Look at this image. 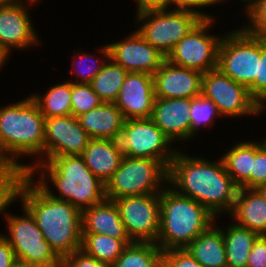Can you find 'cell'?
<instances>
[{
	"label": "cell",
	"instance_id": "obj_1",
	"mask_svg": "<svg viewBox=\"0 0 266 267\" xmlns=\"http://www.w3.org/2000/svg\"><path fill=\"white\" fill-rule=\"evenodd\" d=\"M179 147L168 167L167 185L207 208L215 217L230 214L239 187L227 173L221 157L189 155Z\"/></svg>",
	"mask_w": 266,
	"mask_h": 267
},
{
	"label": "cell",
	"instance_id": "obj_2",
	"mask_svg": "<svg viewBox=\"0 0 266 267\" xmlns=\"http://www.w3.org/2000/svg\"><path fill=\"white\" fill-rule=\"evenodd\" d=\"M19 201L61 260L81 249L82 211L68 201L48 195L29 175L21 185Z\"/></svg>",
	"mask_w": 266,
	"mask_h": 267
},
{
	"label": "cell",
	"instance_id": "obj_3",
	"mask_svg": "<svg viewBox=\"0 0 266 267\" xmlns=\"http://www.w3.org/2000/svg\"><path fill=\"white\" fill-rule=\"evenodd\" d=\"M28 175L48 195L68 201L80 211L106 199L105 183L90 171L81 155L59 156L37 163Z\"/></svg>",
	"mask_w": 266,
	"mask_h": 267
},
{
	"label": "cell",
	"instance_id": "obj_4",
	"mask_svg": "<svg viewBox=\"0 0 266 267\" xmlns=\"http://www.w3.org/2000/svg\"><path fill=\"white\" fill-rule=\"evenodd\" d=\"M44 124L45 116L30 95L0 106V157L14 160L28 171L44 162ZM25 156H32L33 163H22Z\"/></svg>",
	"mask_w": 266,
	"mask_h": 267
},
{
	"label": "cell",
	"instance_id": "obj_5",
	"mask_svg": "<svg viewBox=\"0 0 266 267\" xmlns=\"http://www.w3.org/2000/svg\"><path fill=\"white\" fill-rule=\"evenodd\" d=\"M215 219L203 205L167 185L160 193V231L156 244L162 251L185 249Z\"/></svg>",
	"mask_w": 266,
	"mask_h": 267
},
{
	"label": "cell",
	"instance_id": "obj_6",
	"mask_svg": "<svg viewBox=\"0 0 266 267\" xmlns=\"http://www.w3.org/2000/svg\"><path fill=\"white\" fill-rule=\"evenodd\" d=\"M22 215L4 213L7 233L1 235L13 249L16 260L29 267H61V259L51 249L31 213L23 206ZM7 222V223H6Z\"/></svg>",
	"mask_w": 266,
	"mask_h": 267
},
{
	"label": "cell",
	"instance_id": "obj_7",
	"mask_svg": "<svg viewBox=\"0 0 266 267\" xmlns=\"http://www.w3.org/2000/svg\"><path fill=\"white\" fill-rule=\"evenodd\" d=\"M168 168L151 158L124 156L119 168L105 184L108 200L161 193L167 186Z\"/></svg>",
	"mask_w": 266,
	"mask_h": 267
},
{
	"label": "cell",
	"instance_id": "obj_8",
	"mask_svg": "<svg viewBox=\"0 0 266 267\" xmlns=\"http://www.w3.org/2000/svg\"><path fill=\"white\" fill-rule=\"evenodd\" d=\"M135 15L134 26L138 24L135 30L166 57L203 19L195 11L174 8L143 11Z\"/></svg>",
	"mask_w": 266,
	"mask_h": 267
},
{
	"label": "cell",
	"instance_id": "obj_9",
	"mask_svg": "<svg viewBox=\"0 0 266 267\" xmlns=\"http://www.w3.org/2000/svg\"><path fill=\"white\" fill-rule=\"evenodd\" d=\"M260 59V39L241 26L224 32L218 50L217 68L232 80L250 88Z\"/></svg>",
	"mask_w": 266,
	"mask_h": 267
},
{
	"label": "cell",
	"instance_id": "obj_10",
	"mask_svg": "<svg viewBox=\"0 0 266 267\" xmlns=\"http://www.w3.org/2000/svg\"><path fill=\"white\" fill-rule=\"evenodd\" d=\"M217 18H203L168 54L170 63L202 74L218 66V50L223 34H211ZM210 31V33H209Z\"/></svg>",
	"mask_w": 266,
	"mask_h": 267
},
{
	"label": "cell",
	"instance_id": "obj_11",
	"mask_svg": "<svg viewBox=\"0 0 266 267\" xmlns=\"http://www.w3.org/2000/svg\"><path fill=\"white\" fill-rule=\"evenodd\" d=\"M118 141L124 156L155 159L167 168L179 150L151 118L125 119Z\"/></svg>",
	"mask_w": 266,
	"mask_h": 267
},
{
	"label": "cell",
	"instance_id": "obj_12",
	"mask_svg": "<svg viewBox=\"0 0 266 267\" xmlns=\"http://www.w3.org/2000/svg\"><path fill=\"white\" fill-rule=\"evenodd\" d=\"M202 95L212 100L224 118L258 117V104L249 96L248 89L218 68L203 74Z\"/></svg>",
	"mask_w": 266,
	"mask_h": 267
},
{
	"label": "cell",
	"instance_id": "obj_13",
	"mask_svg": "<svg viewBox=\"0 0 266 267\" xmlns=\"http://www.w3.org/2000/svg\"><path fill=\"white\" fill-rule=\"evenodd\" d=\"M131 241L157 243L160 231V193L113 200Z\"/></svg>",
	"mask_w": 266,
	"mask_h": 267
},
{
	"label": "cell",
	"instance_id": "obj_14",
	"mask_svg": "<svg viewBox=\"0 0 266 267\" xmlns=\"http://www.w3.org/2000/svg\"><path fill=\"white\" fill-rule=\"evenodd\" d=\"M38 4L31 0H22L15 3L0 4V46L10 54L16 49H31L30 47L42 46L41 37L32 23L29 13L31 6ZM14 50V51H12Z\"/></svg>",
	"mask_w": 266,
	"mask_h": 267
},
{
	"label": "cell",
	"instance_id": "obj_15",
	"mask_svg": "<svg viewBox=\"0 0 266 267\" xmlns=\"http://www.w3.org/2000/svg\"><path fill=\"white\" fill-rule=\"evenodd\" d=\"M44 130V162L59 156L81 155L91 139L72 115L45 117Z\"/></svg>",
	"mask_w": 266,
	"mask_h": 267
},
{
	"label": "cell",
	"instance_id": "obj_16",
	"mask_svg": "<svg viewBox=\"0 0 266 267\" xmlns=\"http://www.w3.org/2000/svg\"><path fill=\"white\" fill-rule=\"evenodd\" d=\"M109 57L127 72L153 75L166 60L159 50L148 43L136 30L121 41L107 43Z\"/></svg>",
	"mask_w": 266,
	"mask_h": 267
},
{
	"label": "cell",
	"instance_id": "obj_17",
	"mask_svg": "<svg viewBox=\"0 0 266 267\" xmlns=\"http://www.w3.org/2000/svg\"><path fill=\"white\" fill-rule=\"evenodd\" d=\"M154 101L153 75L128 72L114 103L125 119H141L151 118Z\"/></svg>",
	"mask_w": 266,
	"mask_h": 267
},
{
	"label": "cell",
	"instance_id": "obj_18",
	"mask_svg": "<svg viewBox=\"0 0 266 267\" xmlns=\"http://www.w3.org/2000/svg\"><path fill=\"white\" fill-rule=\"evenodd\" d=\"M203 74L165 60L153 74L155 98H195L202 94Z\"/></svg>",
	"mask_w": 266,
	"mask_h": 267
},
{
	"label": "cell",
	"instance_id": "obj_19",
	"mask_svg": "<svg viewBox=\"0 0 266 267\" xmlns=\"http://www.w3.org/2000/svg\"><path fill=\"white\" fill-rule=\"evenodd\" d=\"M190 108L191 98H155L151 119L172 143L185 145L191 140Z\"/></svg>",
	"mask_w": 266,
	"mask_h": 267
},
{
	"label": "cell",
	"instance_id": "obj_20",
	"mask_svg": "<svg viewBox=\"0 0 266 267\" xmlns=\"http://www.w3.org/2000/svg\"><path fill=\"white\" fill-rule=\"evenodd\" d=\"M82 234H101L131 240L115 202L108 199L82 211Z\"/></svg>",
	"mask_w": 266,
	"mask_h": 267
},
{
	"label": "cell",
	"instance_id": "obj_21",
	"mask_svg": "<svg viewBox=\"0 0 266 267\" xmlns=\"http://www.w3.org/2000/svg\"><path fill=\"white\" fill-rule=\"evenodd\" d=\"M81 156L90 171L106 184L119 168L124 153L118 140L90 139Z\"/></svg>",
	"mask_w": 266,
	"mask_h": 267
},
{
	"label": "cell",
	"instance_id": "obj_22",
	"mask_svg": "<svg viewBox=\"0 0 266 267\" xmlns=\"http://www.w3.org/2000/svg\"><path fill=\"white\" fill-rule=\"evenodd\" d=\"M77 118L91 139L119 140L125 122L122 112L115 103L107 102Z\"/></svg>",
	"mask_w": 266,
	"mask_h": 267
},
{
	"label": "cell",
	"instance_id": "obj_23",
	"mask_svg": "<svg viewBox=\"0 0 266 267\" xmlns=\"http://www.w3.org/2000/svg\"><path fill=\"white\" fill-rule=\"evenodd\" d=\"M230 219L238 226L263 235L266 232V200L257 189L239 188Z\"/></svg>",
	"mask_w": 266,
	"mask_h": 267
},
{
	"label": "cell",
	"instance_id": "obj_24",
	"mask_svg": "<svg viewBox=\"0 0 266 267\" xmlns=\"http://www.w3.org/2000/svg\"><path fill=\"white\" fill-rule=\"evenodd\" d=\"M186 249L203 267H227L224 237L220 224H216V221Z\"/></svg>",
	"mask_w": 266,
	"mask_h": 267
},
{
	"label": "cell",
	"instance_id": "obj_25",
	"mask_svg": "<svg viewBox=\"0 0 266 267\" xmlns=\"http://www.w3.org/2000/svg\"><path fill=\"white\" fill-rule=\"evenodd\" d=\"M230 149L226 148L221 159L227 173L239 188L251 189V172L255 160V140H238Z\"/></svg>",
	"mask_w": 266,
	"mask_h": 267
},
{
	"label": "cell",
	"instance_id": "obj_26",
	"mask_svg": "<svg viewBox=\"0 0 266 267\" xmlns=\"http://www.w3.org/2000/svg\"><path fill=\"white\" fill-rule=\"evenodd\" d=\"M222 228L227 267H246L248 256L259 234L236 225L233 221Z\"/></svg>",
	"mask_w": 266,
	"mask_h": 267
},
{
	"label": "cell",
	"instance_id": "obj_27",
	"mask_svg": "<svg viewBox=\"0 0 266 267\" xmlns=\"http://www.w3.org/2000/svg\"><path fill=\"white\" fill-rule=\"evenodd\" d=\"M27 176L28 170L22 164L0 157V215L19 201V191Z\"/></svg>",
	"mask_w": 266,
	"mask_h": 267
},
{
	"label": "cell",
	"instance_id": "obj_28",
	"mask_svg": "<svg viewBox=\"0 0 266 267\" xmlns=\"http://www.w3.org/2000/svg\"><path fill=\"white\" fill-rule=\"evenodd\" d=\"M33 92L31 98L45 117H62L72 115L71 82L63 81L52 84L44 94Z\"/></svg>",
	"mask_w": 266,
	"mask_h": 267
},
{
	"label": "cell",
	"instance_id": "obj_29",
	"mask_svg": "<svg viewBox=\"0 0 266 267\" xmlns=\"http://www.w3.org/2000/svg\"><path fill=\"white\" fill-rule=\"evenodd\" d=\"M162 256L156 243L132 241L110 267H162Z\"/></svg>",
	"mask_w": 266,
	"mask_h": 267
},
{
	"label": "cell",
	"instance_id": "obj_30",
	"mask_svg": "<svg viewBox=\"0 0 266 267\" xmlns=\"http://www.w3.org/2000/svg\"><path fill=\"white\" fill-rule=\"evenodd\" d=\"M131 242L108 235L82 234L81 250L111 266Z\"/></svg>",
	"mask_w": 266,
	"mask_h": 267
},
{
	"label": "cell",
	"instance_id": "obj_31",
	"mask_svg": "<svg viewBox=\"0 0 266 267\" xmlns=\"http://www.w3.org/2000/svg\"><path fill=\"white\" fill-rule=\"evenodd\" d=\"M127 73L122 66L109 57L90 84L103 102L114 103Z\"/></svg>",
	"mask_w": 266,
	"mask_h": 267
},
{
	"label": "cell",
	"instance_id": "obj_32",
	"mask_svg": "<svg viewBox=\"0 0 266 267\" xmlns=\"http://www.w3.org/2000/svg\"><path fill=\"white\" fill-rule=\"evenodd\" d=\"M100 49V50H99ZM73 50L72 54V68L69 69L70 74L75 77L74 80H69L72 83H87L90 84L93 81L99 71L102 69L104 63L109 58V47L108 45L100 46L97 51L101 56L94 55L93 52H78ZM83 53V54H82ZM99 57V58H98ZM76 65V66H75ZM80 69V70H79ZM75 75V76H74Z\"/></svg>",
	"mask_w": 266,
	"mask_h": 267
},
{
	"label": "cell",
	"instance_id": "obj_33",
	"mask_svg": "<svg viewBox=\"0 0 266 267\" xmlns=\"http://www.w3.org/2000/svg\"><path fill=\"white\" fill-rule=\"evenodd\" d=\"M223 117L219 113L216 105L212 100L205 98L202 94L191 98L190 124L191 140L197 137L202 128H213L216 120ZM201 129V130H200Z\"/></svg>",
	"mask_w": 266,
	"mask_h": 267
},
{
	"label": "cell",
	"instance_id": "obj_34",
	"mask_svg": "<svg viewBox=\"0 0 266 267\" xmlns=\"http://www.w3.org/2000/svg\"><path fill=\"white\" fill-rule=\"evenodd\" d=\"M103 101L93 91L91 84L71 82V111L72 116L78 117L93 108L100 106Z\"/></svg>",
	"mask_w": 266,
	"mask_h": 267
},
{
	"label": "cell",
	"instance_id": "obj_35",
	"mask_svg": "<svg viewBox=\"0 0 266 267\" xmlns=\"http://www.w3.org/2000/svg\"><path fill=\"white\" fill-rule=\"evenodd\" d=\"M243 13L247 22H241V27L251 36L266 41V0H254Z\"/></svg>",
	"mask_w": 266,
	"mask_h": 267
},
{
	"label": "cell",
	"instance_id": "obj_36",
	"mask_svg": "<svg viewBox=\"0 0 266 267\" xmlns=\"http://www.w3.org/2000/svg\"><path fill=\"white\" fill-rule=\"evenodd\" d=\"M249 96L259 104L266 96V41L260 39V59L255 80L248 89Z\"/></svg>",
	"mask_w": 266,
	"mask_h": 267
},
{
	"label": "cell",
	"instance_id": "obj_37",
	"mask_svg": "<svg viewBox=\"0 0 266 267\" xmlns=\"http://www.w3.org/2000/svg\"><path fill=\"white\" fill-rule=\"evenodd\" d=\"M266 183V135L263 140L255 141V160L251 172V189H257Z\"/></svg>",
	"mask_w": 266,
	"mask_h": 267
},
{
	"label": "cell",
	"instance_id": "obj_38",
	"mask_svg": "<svg viewBox=\"0 0 266 267\" xmlns=\"http://www.w3.org/2000/svg\"><path fill=\"white\" fill-rule=\"evenodd\" d=\"M162 267H203L185 249H170L163 251Z\"/></svg>",
	"mask_w": 266,
	"mask_h": 267
},
{
	"label": "cell",
	"instance_id": "obj_39",
	"mask_svg": "<svg viewBox=\"0 0 266 267\" xmlns=\"http://www.w3.org/2000/svg\"><path fill=\"white\" fill-rule=\"evenodd\" d=\"M61 267H110V265L101 262L86 254L83 250L78 249L62 259Z\"/></svg>",
	"mask_w": 266,
	"mask_h": 267
},
{
	"label": "cell",
	"instance_id": "obj_40",
	"mask_svg": "<svg viewBox=\"0 0 266 267\" xmlns=\"http://www.w3.org/2000/svg\"><path fill=\"white\" fill-rule=\"evenodd\" d=\"M222 2L225 3L226 0H172V8L192 10L199 13L203 18H216L215 15H210V13L207 14V11L205 12L204 8L207 9L209 6L213 7L216 4L223 5Z\"/></svg>",
	"mask_w": 266,
	"mask_h": 267
},
{
	"label": "cell",
	"instance_id": "obj_41",
	"mask_svg": "<svg viewBox=\"0 0 266 267\" xmlns=\"http://www.w3.org/2000/svg\"><path fill=\"white\" fill-rule=\"evenodd\" d=\"M246 267H266V238L263 235L254 241Z\"/></svg>",
	"mask_w": 266,
	"mask_h": 267
},
{
	"label": "cell",
	"instance_id": "obj_42",
	"mask_svg": "<svg viewBox=\"0 0 266 267\" xmlns=\"http://www.w3.org/2000/svg\"><path fill=\"white\" fill-rule=\"evenodd\" d=\"M17 263L12 247L0 233V267H14Z\"/></svg>",
	"mask_w": 266,
	"mask_h": 267
},
{
	"label": "cell",
	"instance_id": "obj_43",
	"mask_svg": "<svg viewBox=\"0 0 266 267\" xmlns=\"http://www.w3.org/2000/svg\"><path fill=\"white\" fill-rule=\"evenodd\" d=\"M136 13L149 10L171 9L172 0H135Z\"/></svg>",
	"mask_w": 266,
	"mask_h": 267
},
{
	"label": "cell",
	"instance_id": "obj_44",
	"mask_svg": "<svg viewBox=\"0 0 266 267\" xmlns=\"http://www.w3.org/2000/svg\"><path fill=\"white\" fill-rule=\"evenodd\" d=\"M10 56H12L5 48L0 46V72L7 65L6 62L9 61Z\"/></svg>",
	"mask_w": 266,
	"mask_h": 267
},
{
	"label": "cell",
	"instance_id": "obj_45",
	"mask_svg": "<svg viewBox=\"0 0 266 267\" xmlns=\"http://www.w3.org/2000/svg\"><path fill=\"white\" fill-rule=\"evenodd\" d=\"M266 112V96L258 104V117Z\"/></svg>",
	"mask_w": 266,
	"mask_h": 267
},
{
	"label": "cell",
	"instance_id": "obj_46",
	"mask_svg": "<svg viewBox=\"0 0 266 267\" xmlns=\"http://www.w3.org/2000/svg\"><path fill=\"white\" fill-rule=\"evenodd\" d=\"M257 190L261 193V195L264 197L266 200V183L263 185H260Z\"/></svg>",
	"mask_w": 266,
	"mask_h": 267
},
{
	"label": "cell",
	"instance_id": "obj_47",
	"mask_svg": "<svg viewBox=\"0 0 266 267\" xmlns=\"http://www.w3.org/2000/svg\"><path fill=\"white\" fill-rule=\"evenodd\" d=\"M240 3H244L242 5H244L245 7H243L244 9L249 6L254 0H239Z\"/></svg>",
	"mask_w": 266,
	"mask_h": 267
},
{
	"label": "cell",
	"instance_id": "obj_48",
	"mask_svg": "<svg viewBox=\"0 0 266 267\" xmlns=\"http://www.w3.org/2000/svg\"><path fill=\"white\" fill-rule=\"evenodd\" d=\"M22 0H0V4H8V3H15Z\"/></svg>",
	"mask_w": 266,
	"mask_h": 267
},
{
	"label": "cell",
	"instance_id": "obj_49",
	"mask_svg": "<svg viewBox=\"0 0 266 267\" xmlns=\"http://www.w3.org/2000/svg\"><path fill=\"white\" fill-rule=\"evenodd\" d=\"M14 267H29V266H26L24 264L17 263Z\"/></svg>",
	"mask_w": 266,
	"mask_h": 267
},
{
	"label": "cell",
	"instance_id": "obj_50",
	"mask_svg": "<svg viewBox=\"0 0 266 267\" xmlns=\"http://www.w3.org/2000/svg\"><path fill=\"white\" fill-rule=\"evenodd\" d=\"M31 1H34V2H37V3L43 2L42 0H31Z\"/></svg>",
	"mask_w": 266,
	"mask_h": 267
}]
</instances>
